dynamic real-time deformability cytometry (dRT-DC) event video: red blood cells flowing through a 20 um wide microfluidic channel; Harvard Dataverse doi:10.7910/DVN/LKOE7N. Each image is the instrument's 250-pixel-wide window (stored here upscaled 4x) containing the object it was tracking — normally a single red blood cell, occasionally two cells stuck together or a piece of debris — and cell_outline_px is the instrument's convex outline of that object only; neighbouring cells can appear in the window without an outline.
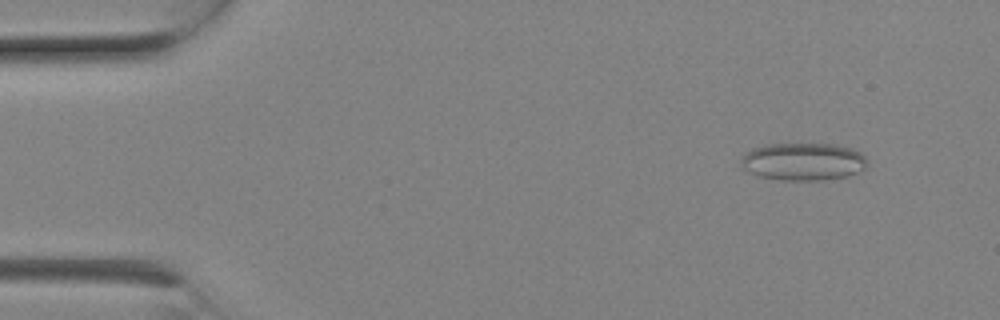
{"species": "Egyptian fruit bat (a non-hibernating species)", "species_latin": "Rousettus aegyptiacus", "temperature_condition": "room temperature", "stored_images_in_passage": 7, "camera_frame_rate_fps": 3000, "um_per_image_px": 0.085, "animal": {"sex": "female"}, "frame": {"image": 1, "passage_image": 2, "time_ms": 0.333, "image_size_px": [1000, 320], "cell_outline_px": [[868, 168], [848, 176], [820, 180], [780, 180], [760, 176], [744, 168], [740, 164], [740, 160], [752, 148], [768, 144], [832, 144], [852, 148], [860, 152], [868, 160]], "centroid_in_image_um": [68.33, 13.73], "position_along_channel_um": 16.7, "area_um2": 27.69}}
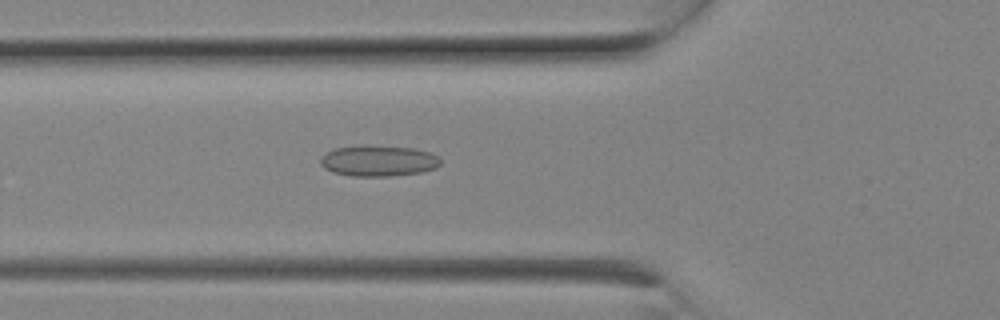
{"frame": {"image": 2, "passage_image": 7, "time_ms": 2.0, "image_size_px": [1000, 320], "cell_outline_px": [[440, 164], [436, 168], [420, 172], [392, 176], [352, 176], [332, 172], [324, 168], [320, 164], [320, 156], [332, 148], [364, 144], [412, 148], [432, 152], [440, 156]], "centroid_in_image_um": [32.14, 13.65], "position_along_channel_um": 93.7, "area_um2": 22.14}}